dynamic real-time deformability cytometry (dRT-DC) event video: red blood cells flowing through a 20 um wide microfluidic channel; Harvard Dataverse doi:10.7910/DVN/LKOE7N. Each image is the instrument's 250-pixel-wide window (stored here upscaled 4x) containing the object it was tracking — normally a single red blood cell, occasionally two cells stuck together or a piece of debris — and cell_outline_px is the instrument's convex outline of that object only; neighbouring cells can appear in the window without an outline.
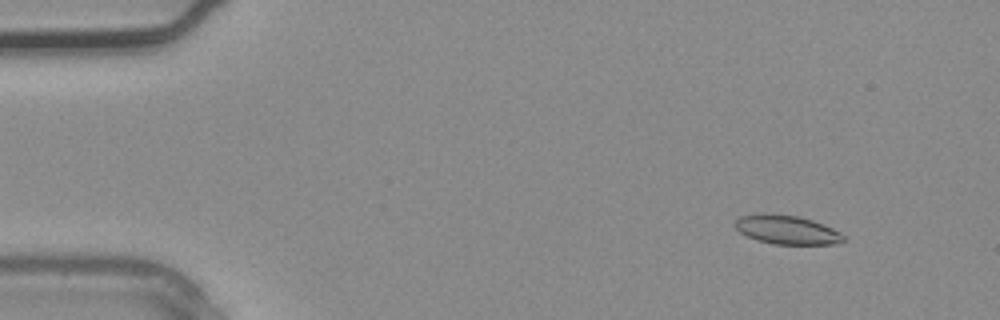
{"species": "common noctule bat (a hibernating species)", "species_latin": "Nyctalus noctula", "temperature_condition": "warm", "stored_images_in_passage": 4, "camera_frame_rate_fps": 3000, "um_per_image_px": 0.085, "animal": {"sex": "male", "body_mass_g": 20.4}, "frame": {"image": 1, "passage_image": 2, "time_ms": 0.333, "image_size_px": [1000, 320], "cell_outline_px": [[844, 240], [836, 244], [772, 244], [756, 240], [740, 232], [732, 224], [740, 216], [764, 212], [796, 216], [812, 220], [824, 224], [840, 232], [844, 236]], "centroid_in_image_um": [66.85, 19.52], "position_along_channel_um": 18.2, "area_um2": 18.38}}
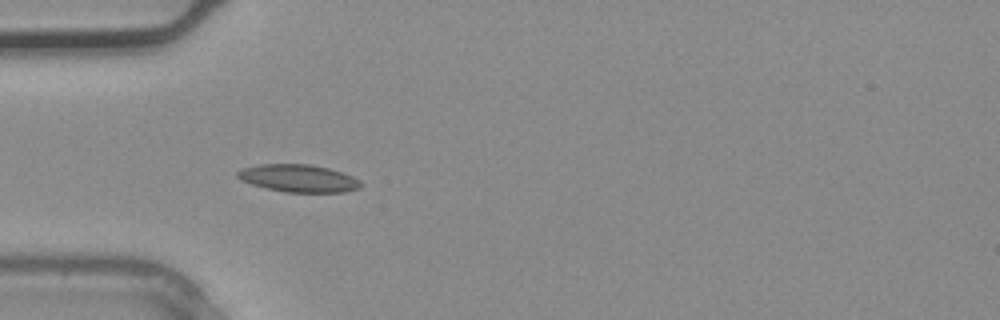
{"frame": {"image": 2, "passage_image": 4, "time_ms": 1.0, "image_size_px": [1000, 320], "cell_outline_px": [[364, 184], [360, 188], [344, 192], [284, 192], [252, 184], [240, 180], [236, 176], [236, 172], [244, 168], [260, 164], [312, 164], [344, 172], [360, 180]], "centroid_in_image_um": [25.41, 15.15], "position_along_channel_um": 59.6, "area_um2": 19.88}}